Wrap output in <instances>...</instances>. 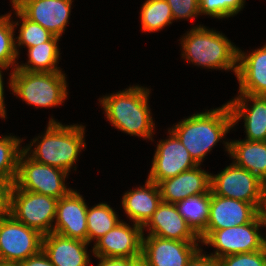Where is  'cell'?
<instances>
[{"label":"cell","instance_id":"obj_30","mask_svg":"<svg viewBox=\"0 0 266 266\" xmlns=\"http://www.w3.org/2000/svg\"><path fill=\"white\" fill-rule=\"evenodd\" d=\"M11 13L0 15V65L7 68L12 67V71L17 68L18 54L15 48V29Z\"/></svg>","mask_w":266,"mask_h":266},{"label":"cell","instance_id":"obj_27","mask_svg":"<svg viewBox=\"0 0 266 266\" xmlns=\"http://www.w3.org/2000/svg\"><path fill=\"white\" fill-rule=\"evenodd\" d=\"M141 28L144 32H157L174 21L166 0H146L141 7Z\"/></svg>","mask_w":266,"mask_h":266},{"label":"cell","instance_id":"obj_26","mask_svg":"<svg viewBox=\"0 0 266 266\" xmlns=\"http://www.w3.org/2000/svg\"><path fill=\"white\" fill-rule=\"evenodd\" d=\"M175 205L198 235L206 228L209 217L210 191L206 194L190 196Z\"/></svg>","mask_w":266,"mask_h":266},{"label":"cell","instance_id":"obj_39","mask_svg":"<svg viewBox=\"0 0 266 266\" xmlns=\"http://www.w3.org/2000/svg\"><path fill=\"white\" fill-rule=\"evenodd\" d=\"M8 68L0 65V117L2 119H6V107H5V101H4V82H3V76H2V70H7Z\"/></svg>","mask_w":266,"mask_h":266},{"label":"cell","instance_id":"obj_11","mask_svg":"<svg viewBox=\"0 0 266 266\" xmlns=\"http://www.w3.org/2000/svg\"><path fill=\"white\" fill-rule=\"evenodd\" d=\"M199 242V243H198ZM201 241H177L143 235L142 266H186L202 249Z\"/></svg>","mask_w":266,"mask_h":266},{"label":"cell","instance_id":"obj_29","mask_svg":"<svg viewBox=\"0 0 266 266\" xmlns=\"http://www.w3.org/2000/svg\"><path fill=\"white\" fill-rule=\"evenodd\" d=\"M12 7L15 10V14L21 21V24H19V21L12 20L14 27L20 25L19 35L15 37V39H17L15 40V48L18 55V47H33L49 41L54 36L38 23L27 19L14 5H12Z\"/></svg>","mask_w":266,"mask_h":266},{"label":"cell","instance_id":"obj_23","mask_svg":"<svg viewBox=\"0 0 266 266\" xmlns=\"http://www.w3.org/2000/svg\"><path fill=\"white\" fill-rule=\"evenodd\" d=\"M233 162L256 175L266 184V141H223Z\"/></svg>","mask_w":266,"mask_h":266},{"label":"cell","instance_id":"obj_22","mask_svg":"<svg viewBox=\"0 0 266 266\" xmlns=\"http://www.w3.org/2000/svg\"><path fill=\"white\" fill-rule=\"evenodd\" d=\"M162 202L158 184L146 179L145 185L130 189L122 196V208L129 220L144 226Z\"/></svg>","mask_w":266,"mask_h":266},{"label":"cell","instance_id":"obj_33","mask_svg":"<svg viewBox=\"0 0 266 266\" xmlns=\"http://www.w3.org/2000/svg\"><path fill=\"white\" fill-rule=\"evenodd\" d=\"M13 184L0 180V220L10 215V194Z\"/></svg>","mask_w":266,"mask_h":266},{"label":"cell","instance_id":"obj_40","mask_svg":"<svg viewBox=\"0 0 266 266\" xmlns=\"http://www.w3.org/2000/svg\"><path fill=\"white\" fill-rule=\"evenodd\" d=\"M0 266H20L19 263H3L0 262Z\"/></svg>","mask_w":266,"mask_h":266},{"label":"cell","instance_id":"obj_3","mask_svg":"<svg viewBox=\"0 0 266 266\" xmlns=\"http://www.w3.org/2000/svg\"><path fill=\"white\" fill-rule=\"evenodd\" d=\"M233 121L227 103L182 119L170 130L185 146L193 160L201 165L206 154L230 132Z\"/></svg>","mask_w":266,"mask_h":266},{"label":"cell","instance_id":"obj_2","mask_svg":"<svg viewBox=\"0 0 266 266\" xmlns=\"http://www.w3.org/2000/svg\"><path fill=\"white\" fill-rule=\"evenodd\" d=\"M150 90L139 85L99 98L113 127L129 135L153 140L155 122L148 105Z\"/></svg>","mask_w":266,"mask_h":266},{"label":"cell","instance_id":"obj_17","mask_svg":"<svg viewBox=\"0 0 266 266\" xmlns=\"http://www.w3.org/2000/svg\"><path fill=\"white\" fill-rule=\"evenodd\" d=\"M142 228L143 234L148 229L147 235L160 238L177 241H200L199 235L179 213L177 206L172 203L162 201Z\"/></svg>","mask_w":266,"mask_h":266},{"label":"cell","instance_id":"obj_28","mask_svg":"<svg viewBox=\"0 0 266 266\" xmlns=\"http://www.w3.org/2000/svg\"><path fill=\"white\" fill-rule=\"evenodd\" d=\"M22 142L19 137L11 134L0 138V180L14 183L19 157L23 152V147L20 145Z\"/></svg>","mask_w":266,"mask_h":266},{"label":"cell","instance_id":"obj_15","mask_svg":"<svg viewBox=\"0 0 266 266\" xmlns=\"http://www.w3.org/2000/svg\"><path fill=\"white\" fill-rule=\"evenodd\" d=\"M87 209L84 197L72 189L58 200L52 232L87 242Z\"/></svg>","mask_w":266,"mask_h":266},{"label":"cell","instance_id":"obj_1","mask_svg":"<svg viewBox=\"0 0 266 266\" xmlns=\"http://www.w3.org/2000/svg\"><path fill=\"white\" fill-rule=\"evenodd\" d=\"M84 134L85 126L81 124L64 125L50 118L45 133L34 137L30 144L23 147V151L39 163L69 173L81 150L86 148ZM32 146L35 148L32 149Z\"/></svg>","mask_w":266,"mask_h":266},{"label":"cell","instance_id":"obj_16","mask_svg":"<svg viewBox=\"0 0 266 266\" xmlns=\"http://www.w3.org/2000/svg\"><path fill=\"white\" fill-rule=\"evenodd\" d=\"M260 212L245 201L215 195L210 190V206L204 230H220L251 222Z\"/></svg>","mask_w":266,"mask_h":266},{"label":"cell","instance_id":"obj_20","mask_svg":"<svg viewBox=\"0 0 266 266\" xmlns=\"http://www.w3.org/2000/svg\"><path fill=\"white\" fill-rule=\"evenodd\" d=\"M236 77L239 94H266V44L249 54L238 48Z\"/></svg>","mask_w":266,"mask_h":266},{"label":"cell","instance_id":"obj_31","mask_svg":"<svg viewBox=\"0 0 266 266\" xmlns=\"http://www.w3.org/2000/svg\"><path fill=\"white\" fill-rule=\"evenodd\" d=\"M220 266H266V246L249 253H239L218 259Z\"/></svg>","mask_w":266,"mask_h":266},{"label":"cell","instance_id":"obj_36","mask_svg":"<svg viewBox=\"0 0 266 266\" xmlns=\"http://www.w3.org/2000/svg\"><path fill=\"white\" fill-rule=\"evenodd\" d=\"M199 13L200 15H209L221 19L220 0H199Z\"/></svg>","mask_w":266,"mask_h":266},{"label":"cell","instance_id":"obj_5","mask_svg":"<svg viewBox=\"0 0 266 266\" xmlns=\"http://www.w3.org/2000/svg\"><path fill=\"white\" fill-rule=\"evenodd\" d=\"M12 94L36 108L62 105L68 99V85L63 72H29L14 69L10 73Z\"/></svg>","mask_w":266,"mask_h":266},{"label":"cell","instance_id":"obj_21","mask_svg":"<svg viewBox=\"0 0 266 266\" xmlns=\"http://www.w3.org/2000/svg\"><path fill=\"white\" fill-rule=\"evenodd\" d=\"M88 242L51 232L42 238V250L55 266H90Z\"/></svg>","mask_w":266,"mask_h":266},{"label":"cell","instance_id":"obj_6","mask_svg":"<svg viewBox=\"0 0 266 266\" xmlns=\"http://www.w3.org/2000/svg\"><path fill=\"white\" fill-rule=\"evenodd\" d=\"M266 228L265 212H260L251 222L220 230H203L199 234L201 244L213 246L216 251L209 256L220 259L229 255L259 251L266 246V236L260 234Z\"/></svg>","mask_w":266,"mask_h":266},{"label":"cell","instance_id":"obj_38","mask_svg":"<svg viewBox=\"0 0 266 266\" xmlns=\"http://www.w3.org/2000/svg\"><path fill=\"white\" fill-rule=\"evenodd\" d=\"M204 253V254H203ZM186 266H220L219 261L201 249Z\"/></svg>","mask_w":266,"mask_h":266},{"label":"cell","instance_id":"obj_18","mask_svg":"<svg viewBox=\"0 0 266 266\" xmlns=\"http://www.w3.org/2000/svg\"><path fill=\"white\" fill-rule=\"evenodd\" d=\"M252 105H248V102ZM233 121V127L244 119L245 140L266 141V98L250 94H239L227 102Z\"/></svg>","mask_w":266,"mask_h":266},{"label":"cell","instance_id":"obj_4","mask_svg":"<svg viewBox=\"0 0 266 266\" xmlns=\"http://www.w3.org/2000/svg\"><path fill=\"white\" fill-rule=\"evenodd\" d=\"M182 58L208 69L237 73L238 48L222 33L197 25L180 39Z\"/></svg>","mask_w":266,"mask_h":266},{"label":"cell","instance_id":"obj_34","mask_svg":"<svg viewBox=\"0 0 266 266\" xmlns=\"http://www.w3.org/2000/svg\"><path fill=\"white\" fill-rule=\"evenodd\" d=\"M99 263L96 266H139L141 258L96 257Z\"/></svg>","mask_w":266,"mask_h":266},{"label":"cell","instance_id":"obj_14","mask_svg":"<svg viewBox=\"0 0 266 266\" xmlns=\"http://www.w3.org/2000/svg\"><path fill=\"white\" fill-rule=\"evenodd\" d=\"M72 2V0H16L13 5L27 19L61 38L70 19Z\"/></svg>","mask_w":266,"mask_h":266},{"label":"cell","instance_id":"obj_19","mask_svg":"<svg viewBox=\"0 0 266 266\" xmlns=\"http://www.w3.org/2000/svg\"><path fill=\"white\" fill-rule=\"evenodd\" d=\"M211 173L200 168V165L182 173L164 179L158 183L161 200L176 204L190 196L206 194L210 191Z\"/></svg>","mask_w":266,"mask_h":266},{"label":"cell","instance_id":"obj_24","mask_svg":"<svg viewBox=\"0 0 266 266\" xmlns=\"http://www.w3.org/2000/svg\"><path fill=\"white\" fill-rule=\"evenodd\" d=\"M60 37L53 36L49 41L28 49V62L17 65L16 69L29 72H62L57 66L60 60L58 47Z\"/></svg>","mask_w":266,"mask_h":266},{"label":"cell","instance_id":"obj_8","mask_svg":"<svg viewBox=\"0 0 266 266\" xmlns=\"http://www.w3.org/2000/svg\"><path fill=\"white\" fill-rule=\"evenodd\" d=\"M58 200L44 194L21 190L13 184L10 215L44 236L53 231Z\"/></svg>","mask_w":266,"mask_h":266},{"label":"cell","instance_id":"obj_41","mask_svg":"<svg viewBox=\"0 0 266 266\" xmlns=\"http://www.w3.org/2000/svg\"><path fill=\"white\" fill-rule=\"evenodd\" d=\"M15 2H16V0H11V2H10V3H12V5H13Z\"/></svg>","mask_w":266,"mask_h":266},{"label":"cell","instance_id":"obj_12","mask_svg":"<svg viewBox=\"0 0 266 266\" xmlns=\"http://www.w3.org/2000/svg\"><path fill=\"white\" fill-rule=\"evenodd\" d=\"M168 133L169 138L158 141L148 174L156 184L198 165L179 139L170 130Z\"/></svg>","mask_w":266,"mask_h":266},{"label":"cell","instance_id":"obj_37","mask_svg":"<svg viewBox=\"0 0 266 266\" xmlns=\"http://www.w3.org/2000/svg\"><path fill=\"white\" fill-rule=\"evenodd\" d=\"M20 266H55L41 249L37 254L21 261Z\"/></svg>","mask_w":266,"mask_h":266},{"label":"cell","instance_id":"obj_35","mask_svg":"<svg viewBox=\"0 0 266 266\" xmlns=\"http://www.w3.org/2000/svg\"><path fill=\"white\" fill-rule=\"evenodd\" d=\"M246 0H220L221 19L237 15L243 8Z\"/></svg>","mask_w":266,"mask_h":266},{"label":"cell","instance_id":"obj_10","mask_svg":"<svg viewBox=\"0 0 266 266\" xmlns=\"http://www.w3.org/2000/svg\"><path fill=\"white\" fill-rule=\"evenodd\" d=\"M37 230L16 221L11 215L0 220V262L20 263L42 249Z\"/></svg>","mask_w":266,"mask_h":266},{"label":"cell","instance_id":"obj_7","mask_svg":"<svg viewBox=\"0 0 266 266\" xmlns=\"http://www.w3.org/2000/svg\"><path fill=\"white\" fill-rule=\"evenodd\" d=\"M210 190L218 196L251 203L259 212L266 208V184L232 162L217 175L211 174Z\"/></svg>","mask_w":266,"mask_h":266},{"label":"cell","instance_id":"obj_25","mask_svg":"<svg viewBox=\"0 0 266 266\" xmlns=\"http://www.w3.org/2000/svg\"><path fill=\"white\" fill-rule=\"evenodd\" d=\"M121 220L108 203H99L87 209V242L94 240L108 233Z\"/></svg>","mask_w":266,"mask_h":266},{"label":"cell","instance_id":"obj_13","mask_svg":"<svg viewBox=\"0 0 266 266\" xmlns=\"http://www.w3.org/2000/svg\"><path fill=\"white\" fill-rule=\"evenodd\" d=\"M143 235L142 226L121 220L94 242L92 252L95 257L141 258Z\"/></svg>","mask_w":266,"mask_h":266},{"label":"cell","instance_id":"obj_9","mask_svg":"<svg viewBox=\"0 0 266 266\" xmlns=\"http://www.w3.org/2000/svg\"><path fill=\"white\" fill-rule=\"evenodd\" d=\"M68 174L60 168L31 159L23 151L19 157L17 176L13 184L21 190L60 199L72 190L65 184Z\"/></svg>","mask_w":266,"mask_h":266},{"label":"cell","instance_id":"obj_32","mask_svg":"<svg viewBox=\"0 0 266 266\" xmlns=\"http://www.w3.org/2000/svg\"><path fill=\"white\" fill-rule=\"evenodd\" d=\"M170 5L173 19H191L197 18L199 13V0H166ZM193 18V19H192Z\"/></svg>","mask_w":266,"mask_h":266}]
</instances>
